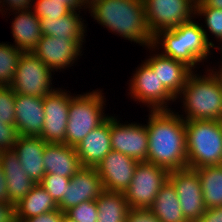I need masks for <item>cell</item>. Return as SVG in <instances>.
<instances>
[{
	"instance_id": "1",
	"label": "cell",
	"mask_w": 222,
	"mask_h": 222,
	"mask_svg": "<svg viewBox=\"0 0 222 222\" xmlns=\"http://www.w3.org/2000/svg\"><path fill=\"white\" fill-rule=\"evenodd\" d=\"M179 112L149 110L147 162L168 171L187 168L185 120Z\"/></svg>"
},
{
	"instance_id": "2",
	"label": "cell",
	"mask_w": 222,
	"mask_h": 222,
	"mask_svg": "<svg viewBox=\"0 0 222 222\" xmlns=\"http://www.w3.org/2000/svg\"><path fill=\"white\" fill-rule=\"evenodd\" d=\"M87 9L94 21L109 32L143 48L152 45L143 0H97Z\"/></svg>"
},
{
	"instance_id": "3",
	"label": "cell",
	"mask_w": 222,
	"mask_h": 222,
	"mask_svg": "<svg viewBox=\"0 0 222 222\" xmlns=\"http://www.w3.org/2000/svg\"><path fill=\"white\" fill-rule=\"evenodd\" d=\"M191 19L176 28L161 30L153 36L152 46L166 57L173 58L189 66L193 71L208 57L212 47L205 38L204 31L197 21ZM163 49V50H162Z\"/></svg>"
},
{
	"instance_id": "4",
	"label": "cell",
	"mask_w": 222,
	"mask_h": 222,
	"mask_svg": "<svg viewBox=\"0 0 222 222\" xmlns=\"http://www.w3.org/2000/svg\"><path fill=\"white\" fill-rule=\"evenodd\" d=\"M196 72L198 71L194 70L188 76L186 84L176 97V100L183 103L184 112L179 116L185 121H222V90L217 79L208 69H205L203 75Z\"/></svg>"
},
{
	"instance_id": "5",
	"label": "cell",
	"mask_w": 222,
	"mask_h": 222,
	"mask_svg": "<svg viewBox=\"0 0 222 222\" xmlns=\"http://www.w3.org/2000/svg\"><path fill=\"white\" fill-rule=\"evenodd\" d=\"M187 168L221 165L222 121H185Z\"/></svg>"
},
{
	"instance_id": "6",
	"label": "cell",
	"mask_w": 222,
	"mask_h": 222,
	"mask_svg": "<svg viewBox=\"0 0 222 222\" xmlns=\"http://www.w3.org/2000/svg\"><path fill=\"white\" fill-rule=\"evenodd\" d=\"M102 91L97 88L87 93L71 96L65 137L66 145L75 148L93 129L109 117L105 113L106 98Z\"/></svg>"
},
{
	"instance_id": "7",
	"label": "cell",
	"mask_w": 222,
	"mask_h": 222,
	"mask_svg": "<svg viewBox=\"0 0 222 222\" xmlns=\"http://www.w3.org/2000/svg\"><path fill=\"white\" fill-rule=\"evenodd\" d=\"M52 72L33 52H23L9 86L16 94L44 97L56 89Z\"/></svg>"
},
{
	"instance_id": "8",
	"label": "cell",
	"mask_w": 222,
	"mask_h": 222,
	"mask_svg": "<svg viewBox=\"0 0 222 222\" xmlns=\"http://www.w3.org/2000/svg\"><path fill=\"white\" fill-rule=\"evenodd\" d=\"M169 171L149 162H139L132 182L124 191L130 208L149 209L161 187L168 181Z\"/></svg>"
},
{
	"instance_id": "9",
	"label": "cell",
	"mask_w": 222,
	"mask_h": 222,
	"mask_svg": "<svg viewBox=\"0 0 222 222\" xmlns=\"http://www.w3.org/2000/svg\"><path fill=\"white\" fill-rule=\"evenodd\" d=\"M135 69L132 78L128 81L130 98L137 101V104L139 102L147 106L149 110L172 109L168 105L176 102V98L163 86L152 68L142 61Z\"/></svg>"
},
{
	"instance_id": "10",
	"label": "cell",
	"mask_w": 222,
	"mask_h": 222,
	"mask_svg": "<svg viewBox=\"0 0 222 222\" xmlns=\"http://www.w3.org/2000/svg\"><path fill=\"white\" fill-rule=\"evenodd\" d=\"M148 30L152 36L195 17L196 0H143Z\"/></svg>"
},
{
	"instance_id": "11",
	"label": "cell",
	"mask_w": 222,
	"mask_h": 222,
	"mask_svg": "<svg viewBox=\"0 0 222 222\" xmlns=\"http://www.w3.org/2000/svg\"><path fill=\"white\" fill-rule=\"evenodd\" d=\"M118 116L110 115L111 149L138 162H147L148 133L146 124L127 121L120 123ZM128 123V124H127Z\"/></svg>"
},
{
	"instance_id": "12",
	"label": "cell",
	"mask_w": 222,
	"mask_h": 222,
	"mask_svg": "<svg viewBox=\"0 0 222 222\" xmlns=\"http://www.w3.org/2000/svg\"><path fill=\"white\" fill-rule=\"evenodd\" d=\"M168 181L173 185L184 217L196 222L206 211L201 182L194 169L185 168L169 171Z\"/></svg>"
},
{
	"instance_id": "13",
	"label": "cell",
	"mask_w": 222,
	"mask_h": 222,
	"mask_svg": "<svg viewBox=\"0 0 222 222\" xmlns=\"http://www.w3.org/2000/svg\"><path fill=\"white\" fill-rule=\"evenodd\" d=\"M71 96L70 91L60 87L44 96L45 119L40 137L46 143L65 144Z\"/></svg>"
},
{
	"instance_id": "14",
	"label": "cell",
	"mask_w": 222,
	"mask_h": 222,
	"mask_svg": "<svg viewBox=\"0 0 222 222\" xmlns=\"http://www.w3.org/2000/svg\"><path fill=\"white\" fill-rule=\"evenodd\" d=\"M82 47L76 41H65L64 38L43 35L32 51L53 74L74 66L82 56Z\"/></svg>"
},
{
	"instance_id": "15",
	"label": "cell",
	"mask_w": 222,
	"mask_h": 222,
	"mask_svg": "<svg viewBox=\"0 0 222 222\" xmlns=\"http://www.w3.org/2000/svg\"><path fill=\"white\" fill-rule=\"evenodd\" d=\"M138 163L125 154L111 150L96 167L104 190L124 193L132 182Z\"/></svg>"
},
{
	"instance_id": "16",
	"label": "cell",
	"mask_w": 222,
	"mask_h": 222,
	"mask_svg": "<svg viewBox=\"0 0 222 222\" xmlns=\"http://www.w3.org/2000/svg\"><path fill=\"white\" fill-rule=\"evenodd\" d=\"M103 191L102 180L96 167H81L71 177L69 188H66L58 207L65 213L84 201L96 200Z\"/></svg>"
},
{
	"instance_id": "17",
	"label": "cell",
	"mask_w": 222,
	"mask_h": 222,
	"mask_svg": "<svg viewBox=\"0 0 222 222\" xmlns=\"http://www.w3.org/2000/svg\"><path fill=\"white\" fill-rule=\"evenodd\" d=\"M149 52L155 53L144 60L157 74L159 81L176 98L187 82L188 76L193 70L181 61L163 56L152 45L147 47ZM151 50V51H150Z\"/></svg>"
},
{
	"instance_id": "18",
	"label": "cell",
	"mask_w": 222,
	"mask_h": 222,
	"mask_svg": "<svg viewBox=\"0 0 222 222\" xmlns=\"http://www.w3.org/2000/svg\"><path fill=\"white\" fill-rule=\"evenodd\" d=\"M44 97L15 93V128L18 135L40 137L44 126Z\"/></svg>"
},
{
	"instance_id": "19",
	"label": "cell",
	"mask_w": 222,
	"mask_h": 222,
	"mask_svg": "<svg viewBox=\"0 0 222 222\" xmlns=\"http://www.w3.org/2000/svg\"><path fill=\"white\" fill-rule=\"evenodd\" d=\"M75 148L82 167H97L112 150L110 116L93 129Z\"/></svg>"
},
{
	"instance_id": "20",
	"label": "cell",
	"mask_w": 222,
	"mask_h": 222,
	"mask_svg": "<svg viewBox=\"0 0 222 222\" xmlns=\"http://www.w3.org/2000/svg\"><path fill=\"white\" fill-rule=\"evenodd\" d=\"M47 143L41 137L18 135L13 150L17 153L22 169L35 183L46 174L43 153Z\"/></svg>"
},
{
	"instance_id": "21",
	"label": "cell",
	"mask_w": 222,
	"mask_h": 222,
	"mask_svg": "<svg viewBox=\"0 0 222 222\" xmlns=\"http://www.w3.org/2000/svg\"><path fill=\"white\" fill-rule=\"evenodd\" d=\"M0 164L6 177L8 200L15 205L24 198L37 183L30 179L24 172L18 155L13 149L2 150Z\"/></svg>"
},
{
	"instance_id": "22",
	"label": "cell",
	"mask_w": 222,
	"mask_h": 222,
	"mask_svg": "<svg viewBox=\"0 0 222 222\" xmlns=\"http://www.w3.org/2000/svg\"><path fill=\"white\" fill-rule=\"evenodd\" d=\"M15 17L11 24L15 48L22 52H32L43 36L41 21L31 10L13 11ZM17 14V15H16Z\"/></svg>"
},
{
	"instance_id": "23",
	"label": "cell",
	"mask_w": 222,
	"mask_h": 222,
	"mask_svg": "<svg viewBox=\"0 0 222 222\" xmlns=\"http://www.w3.org/2000/svg\"><path fill=\"white\" fill-rule=\"evenodd\" d=\"M80 11H71L57 20L39 18L43 35L64 38L65 41H76L82 48L86 39L87 27ZM82 17V18H81ZM84 42V43H83Z\"/></svg>"
},
{
	"instance_id": "24",
	"label": "cell",
	"mask_w": 222,
	"mask_h": 222,
	"mask_svg": "<svg viewBox=\"0 0 222 222\" xmlns=\"http://www.w3.org/2000/svg\"><path fill=\"white\" fill-rule=\"evenodd\" d=\"M46 173L71 178L81 167L76 148L66 144L47 143L43 153Z\"/></svg>"
},
{
	"instance_id": "25",
	"label": "cell",
	"mask_w": 222,
	"mask_h": 222,
	"mask_svg": "<svg viewBox=\"0 0 222 222\" xmlns=\"http://www.w3.org/2000/svg\"><path fill=\"white\" fill-rule=\"evenodd\" d=\"M59 209L49 193L37 183L32 190L15 204L16 222H24L40 214Z\"/></svg>"
},
{
	"instance_id": "26",
	"label": "cell",
	"mask_w": 222,
	"mask_h": 222,
	"mask_svg": "<svg viewBox=\"0 0 222 222\" xmlns=\"http://www.w3.org/2000/svg\"><path fill=\"white\" fill-rule=\"evenodd\" d=\"M149 209L161 222H189L183 215L175 188L169 181L161 187Z\"/></svg>"
},
{
	"instance_id": "27",
	"label": "cell",
	"mask_w": 222,
	"mask_h": 222,
	"mask_svg": "<svg viewBox=\"0 0 222 222\" xmlns=\"http://www.w3.org/2000/svg\"><path fill=\"white\" fill-rule=\"evenodd\" d=\"M97 222H125L130 209L122 192L104 190L96 199Z\"/></svg>"
},
{
	"instance_id": "28",
	"label": "cell",
	"mask_w": 222,
	"mask_h": 222,
	"mask_svg": "<svg viewBox=\"0 0 222 222\" xmlns=\"http://www.w3.org/2000/svg\"><path fill=\"white\" fill-rule=\"evenodd\" d=\"M200 178L206 208L222 206V165L194 169Z\"/></svg>"
},
{
	"instance_id": "29",
	"label": "cell",
	"mask_w": 222,
	"mask_h": 222,
	"mask_svg": "<svg viewBox=\"0 0 222 222\" xmlns=\"http://www.w3.org/2000/svg\"><path fill=\"white\" fill-rule=\"evenodd\" d=\"M22 53L9 42L0 43V86L11 84Z\"/></svg>"
},
{
	"instance_id": "30",
	"label": "cell",
	"mask_w": 222,
	"mask_h": 222,
	"mask_svg": "<svg viewBox=\"0 0 222 222\" xmlns=\"http://www.w3.org/2000/svg\"><path fill=\"white\" fill-rule=\"evenodd\" d=\"M204 18V23H201V27L204 31L206 41L213 48L215 43L210 40V34L215 37L217 42L222 41V9L211 8V7H195V17ZM204 27V28H203ZM206 28V29H205ZM208 28V29H207ZM210 40V41H209Z\"/></svg>"
},
{
	"instance_id": "31",
	"label": "cell",
	"mask_w": 222,
	"mask_h": 222,
	"mask_svg": "<svg viewBox=\"0 0 222 222\" xmlns=\"http://www.w3.org/2000/svg\"><path fill=\"white\" fill-rule=\"evenodd\" d=\"M32 9L38 18L46 17L53 20L71 12L65 4L57 0H34Z\"/></svg>"
},
{
	"instance_id": "32",
	"label": "cell",
	"mask_w": 222,
	"mask_h": 222,
	"mask_svg": "<svg viewBox=\"0 0 222 222\" xmlns=\"http://www.w3.org/2000/svg\"><path fill=\"white\" fill-rule=\"evenodd\" d=\"M71 178L58 176L57 174L46 173L39 183L58 204L65 195L66 188H69Z\"/></svg>"
},
{
	"instance_id": "33",
	"label": "cell",
	"mask_w": 222,
	"mask_h": 222,
	"mask_svg": "<svg viewBox=\"0 0 222 222\" xmlns=\"http://www.w3.org/2000/svg\"><path fill=\"white\" fill-rule=\"evenodd\" d=\"M15 92L10 86H0V119L15 125Z\"/></svg>"
},
{
	"instance_id": "34",
	"label": "cell",
	"mask_w": 222,
	"mask_h": 222,
	"mask_svg": "<svg viewBox=\"0 0 222 222\" xmlns=\"http://www.w3.org/2000/svg\"><path fill=\"white\" fill-rule=\"evenodd\" d=\"M77 222H97L98 209L96 200L84 201L65 212Z\"/></svg>"
},
{
	"instance_id": "35",
	"label": "cell",
	"mask_w": 222,
	"mask_h": 222,
	"mask_svg": "<svg viewBox=\"0 0 222 222\" xmlns=\"http://www.w3.org/2000/svg\"><path fill=\"white\" fill-rule=\"evenodd\" d=\"M18 137L15 125L6 124L0 119V149H13Z\"/></svg>"
},
{
	"instance_id": "36",
	"label": "cell",
	"mask_w": 222,
	"mask_h": 222,
	"mask_svg": "<svg viewBox=\"0 0 222 222\" xmlns=\"http://www.w3.org/2000/svg\"><path fill=\"white\" fill-rule=\"evenodd\" d=\"M33 2L34 0H0V14L2 13L3 17L4 14L6 15V13H8L10 17L11 15H13L10 14V12L19 10H31ZM4 9L6 10V12ZM7 10L10 12H8Z\"/></svg>"
},
{
	"instance_id": "37",
	"label": "cell",
	"mask_w": 222,
	"mask_h": 222,
	"mask_svg": "<svg viewBox=\"0 0 222 222\" xmlns=\"http://www.w3.org/2000/svg\"><path fill=\"white\" fill-rule=\"evenodd\" d=\"M125 222H161L150 209L130 208Z\"/></svg>"
},
{
	"instance_id": "38",
	"label": "cell",
	"mask_w": 222,
	"mask_h": 222,
	"mask_svg": "<svg viewBox=\"0 0 222 222\" xmlns=\"http://www.w3.org/2000/svg\"><path fill=\"white\" fill-rule=\"evenodd\" d=\"M64 213L60 209L26 219L24 222H61Z\"/></svg>"
},
{
	"instance_id": "39",
	"label": "cell",
	"mask_w": 222,
	"mask_h": 222,
	"mask_svg": "<svg viewBox=\"0 0 222 222\" xmlns=\"http://www.w3.org/2000/svg\"><path fill=\"white\" fill-rule=\"evenodd\" d=\"M196 222H222V206L206 209Z\"/></svg>"
},
{
	"instance_id": "40",
	"label": "cell",
	"mask_w": 222,
	"mask_h": 222,
	"mask_svg": "<svg viewBox=\"0 0 222 222\" xmlns=\"http://www.w3.org/2000/svg\"><path fill=\"white\" fill-rule=\"evenodd\" d=\"M0 222H16L14 204L0 203Z\"/></svg>"
},
{
	"instance_id": "41",
	"label": "cell",
	"mask_w": 222,
	"mask_h": 222,
	"mask_svg": "<svg viewBox=\"0 0 222 222\" xmlns=\"http://www.w3.org/2000/svg\"><path fill=\"white\" fill-rule=\"evenodd\" d=\"M0 203H11L8 200L6 177L1 164H0Z\"/></svg>"
},
{
	"instance_id": "42",
	"label": "cell",
	"mask_w": 222,
	"mask_h": 222,
	"mask_svg": "<svg viewBox=\"0 0 222 222\" xmlns=\"http://www.w3.org/2000/svg\"><path fill=\"white\" fill-rule=\"evenodd\" d=\"M195 7H211L222 9V0H196Z\"/></svg>"
},
{
	"instance_id": "43",
	"label": "cell",
	"mask_w": 222,
	"mask_h": 222,
	"mask_svg": "<svg viewBox=\"0 0 222 222\" xmlns=\"http://www.w3.org/2000/svg\"><path fill=\"white\" fill-rule=\"evenodd\" d=\"M65 4L71 11H86V7L79 0H57ZM82 9V10H80Z\"/></svg>"
},
{
	"instance_id": "44",
	"label": "cell",
	"mask_w": 222,
	"mask_h": 222,
	"mask_svg": "<svg viewBox=\"0 0 222 222\" xmlns=\"http://www.w3.org/2000/svg\"><path fill=\"white\" fill-rule=\"evenodd\" d=\"M208 70L215 76L222 90V70L217 68H209Z\"/></svg>"
},
{
	"instance_id": "45",
	"label": "cell",
	"mask_w": 222,
	"mask_h": 222,
	"mask_svg": "<svg viewBox=\"0 0 222 222\" xmlns=\"http://www.w3.org/2000/svg\"><path fill=\"white\" fill-rule=\"evenodd\" d=\"M219 46H216V44H215V46L213 47L214 48V50L215 51H217V50H220V54H221V61H220V63L218 62V64H219V66L218 67H211V65H210V67H207V68H218V69H221L222 70V41L221 42H219V44H218Z\"/></svg>"
},
{
	"instance_id": "46",
	"label": "cell",
	"mask_w": 222,
	"mask_h": 222,
	"mask_svg": "<svg viewBox=\"0 0 222 222\" xmlns=\"http://www.w3.org/2000/svg\"><path fill=\"white\" fill-rule=\"evenodd\" d=\"M86 8H88L93 2L97 0H79Z\"/></svg>"
},
{
	"instance_id": "47",
	"label": "cell",
	"mask_w": 222,
	"mask_h": 222,
	"mask_svg": "<svg viewBox=\"0 0 222 222\" xmlns=\"http://www.w3.org/2000/svg\"><path fill=\"white\" fill-rule=\"evenodd\" d=\"M61 222H77L71 219L69 216H67L65 213L62 215V220Z\"/></svg>"
}]
</instances>
